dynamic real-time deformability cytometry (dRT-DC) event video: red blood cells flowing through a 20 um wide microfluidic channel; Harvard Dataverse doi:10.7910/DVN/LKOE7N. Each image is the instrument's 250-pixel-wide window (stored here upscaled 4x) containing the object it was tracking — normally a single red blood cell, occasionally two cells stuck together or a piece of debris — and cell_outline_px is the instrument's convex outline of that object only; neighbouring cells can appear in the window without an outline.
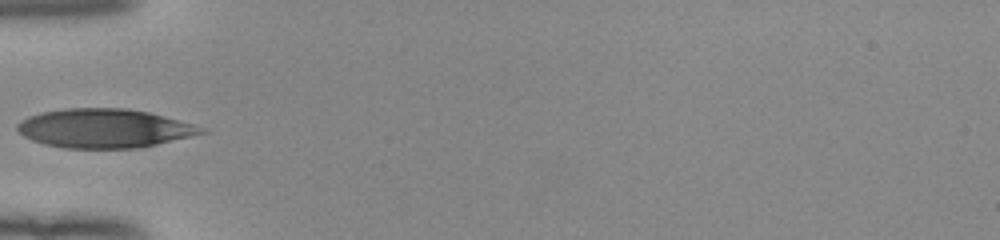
{"species": "human", "species_latin": "Homo sapiens", "temperature_condition": "room temperature", "stored_images_in_passage": 35, "camera_frame_rate_fps": 3000, "um_per_image_px": 0.085, "donor": {"sex": "female"}, "frame": {"image": 1, "passage_image": 1, "time_ms": 0.0, "image_size_px": [1000, 240], "cell_outline_px": [[208, 132], [140, 148], [64, 148], [44, 144], [32, 140], [24, 136], [16, 128], [16, 124], [20, 120], [28, 116], [40, 112], [64, 108], [128, 108], [148, 112], [192, 124], [204, 128]], "centroid_in_image_um": [8.81, 10.9], "position_along_channel_um": 76.2, "area_um2": 41.73}}
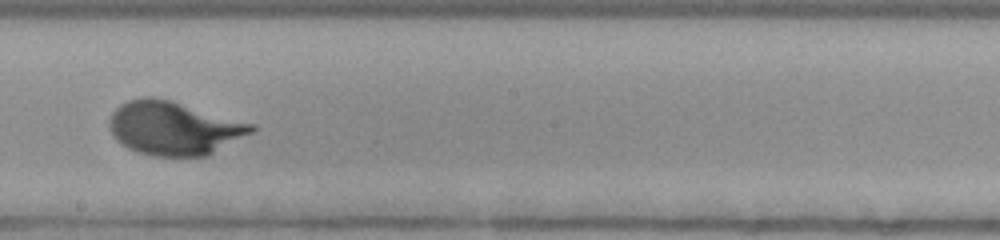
{"frame": {"image": 2, "passage_image": 13, "time_ms": 4.0, "image_size_px": [1000, 240], "cell_outline_px": [[256, 132], [208, 156], [152, 156], [128, 148], [116, 140], [112, 132], [112, 112], [120, 104], [128, 100], [144, 96], [152, 96], [172, 100], [256, 124]], "centroid_in_image_um": [14.88, 10.89], "position_along_channel_um": 233.3, "area_um2": 44.68}}
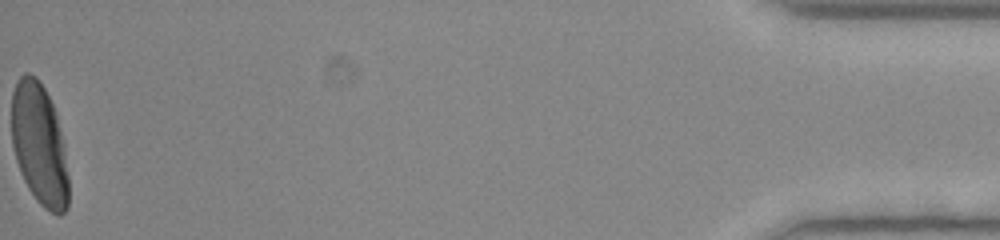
{"frame": {"image": 3, "passage_image": 35, "time_ms": 11.333, "image_size_px": [1000, 240], "cell_outline_px": [[68, 208], [60, 216], [44, 208], [36, 200], [28, 188], [20, 172], [16, 160], [12, 144], [12, 92], [16, 80], [24, 72], [28, 72], [36, 76], [44, 88], [56, 112], [64, 144], [68, 176]], "centroid_in_image_um": [3.34, 12.27], "position_along_channel_um": 431.9, "area_um2": 40.69}}